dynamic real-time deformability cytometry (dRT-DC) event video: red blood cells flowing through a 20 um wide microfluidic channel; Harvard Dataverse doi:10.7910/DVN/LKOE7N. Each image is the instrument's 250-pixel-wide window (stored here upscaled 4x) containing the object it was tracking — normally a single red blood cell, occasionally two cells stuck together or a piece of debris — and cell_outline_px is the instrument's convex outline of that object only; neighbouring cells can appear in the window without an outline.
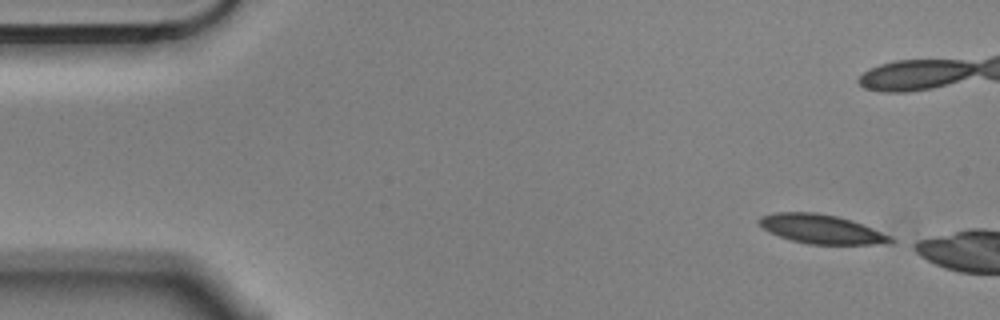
{"species": "Egyptian fruit bat (a non-hibernating species)", "species_latin": "Rousettus aegyptiacus", "temperature_condition": "cold", "stored_images_in_passage": 3, "camera_frame_rate_fps": 3000, "um_per_image_px": 0.085, "animal": {"sex": "male"}, "frame": {"image": 1, "passage_image": 1, "time_ms": 0.0, "image_size_px": [1000, 320], "cell_outline_px": [[896, 240], [872, 244], [808, 244], [792, 240], [768, 232], [756, 220], [760, 216], [772, 212], [816, 212], [836, 216], [852, 220], [892, 236]], "centroid_in_image_um": [69.76, 19.45], "position_along_channel_um": 15.2, "area_um2": 22.14}}